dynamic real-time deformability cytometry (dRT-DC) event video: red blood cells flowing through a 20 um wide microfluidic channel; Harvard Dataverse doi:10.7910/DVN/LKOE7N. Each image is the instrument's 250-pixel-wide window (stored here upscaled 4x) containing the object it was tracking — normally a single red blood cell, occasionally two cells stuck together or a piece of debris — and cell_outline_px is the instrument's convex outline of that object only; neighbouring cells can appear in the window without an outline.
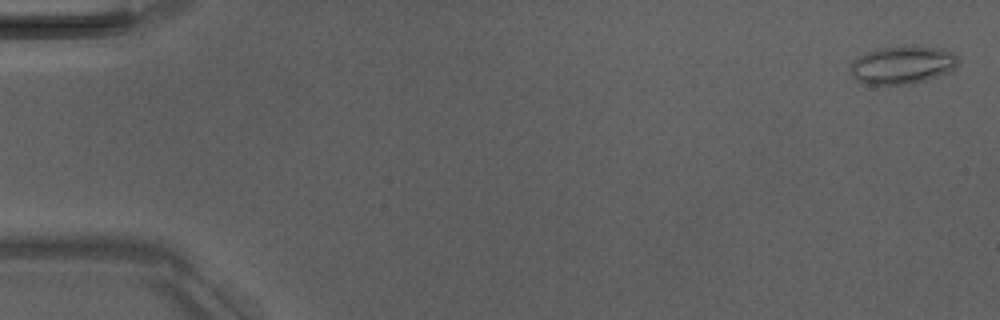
{"species": "Egyptian fruit bat (a non-hibernating species)", "species_latin": "Rousettus aegyptiacus", "temperature_condition": "room temperature", "stored_images_in_passage": 4, "camera_frame_rate_fps": 3000, "um_per_image_px": 0.085, "animal": {"sex": "male"}, "frame": {"image": 1, "passage_image": 1, "time_ms": 0.0, "image_size_px": [1000, 320], "cell_outline_px": [[960, 64], [952, 72], [928, 80], [912, 84], [860, 84], [848, 72], [852, 60], [868, 52], [884, 48], [944, 48], [952, 52], [960, 60]], "centroid_in_image_um": [76.73, 5.57], "position_along_channel_um": 8.3, "area_um2": 23.81}}